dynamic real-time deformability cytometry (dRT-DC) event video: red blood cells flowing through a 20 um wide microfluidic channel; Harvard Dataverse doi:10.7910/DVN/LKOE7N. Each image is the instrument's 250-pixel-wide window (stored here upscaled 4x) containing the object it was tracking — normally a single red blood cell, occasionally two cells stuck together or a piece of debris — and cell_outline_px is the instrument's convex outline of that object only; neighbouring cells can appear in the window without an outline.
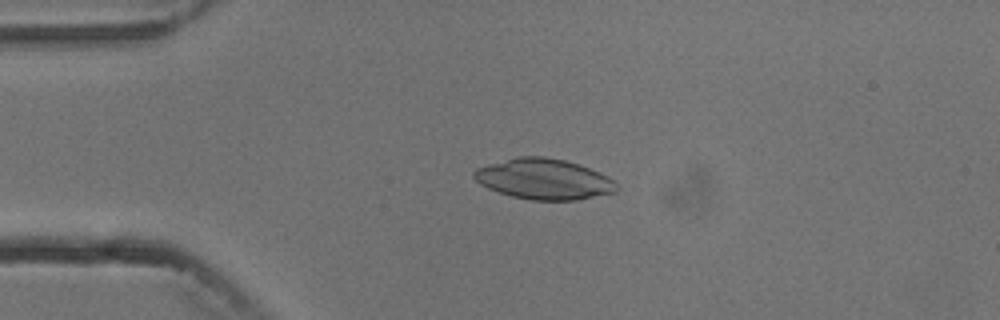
{"species": "common noctule bat (a hibernating species)", "species_latin": "Nyctalus noctula", "temperature_condition": "cold", "stored_images_in_passage": 4, "camera_frame_rate_fps": 3000, "um_per_image_px": 0.085, "animal": {"sex": "male", "body_mass_g": 13.3}, "frame": {"image": 1, "passage_image": 3, "time_ms": 2.333, "image_size_px": [1000, 320], "cell_outline_px": [[620, 188], [616, 192], [576, 200], [532, 200], [512, 196], [488, 188], [480, 184], [472, 176], [472, 172], [476, 168], [516, 156], [544, 156], [564, 160], [580, 164], [600, 172], [608, 176]], "centroid_in_image_um": [46.24, 15.21], "position_along_channel_um": 38.8, "area_um2": 33.81}}